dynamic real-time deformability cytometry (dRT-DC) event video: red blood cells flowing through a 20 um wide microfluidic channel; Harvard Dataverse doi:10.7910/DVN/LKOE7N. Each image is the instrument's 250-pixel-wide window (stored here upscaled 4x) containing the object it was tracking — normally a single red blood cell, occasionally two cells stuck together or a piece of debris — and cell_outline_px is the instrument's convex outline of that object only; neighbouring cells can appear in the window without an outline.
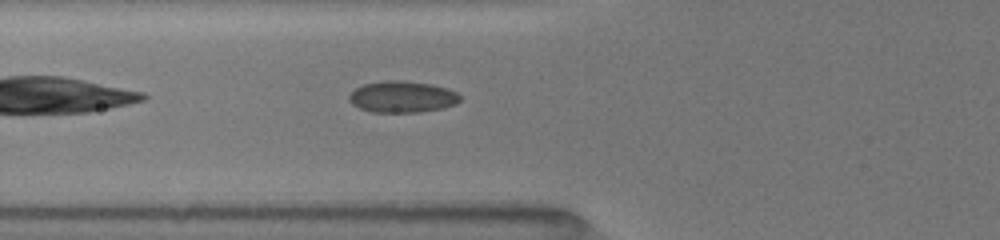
{"species": "common noctule bat (a hibernating species)", "species_latin": "Nyctalus noctula", "temperature_condition": "room temperature", "stored_images_in_passage": 35, "camera_frame_rate_fps": 3000, "um_per_image_px": 0.085, "animal": {"sex": "female", "body_mass_g": 19.5, "forearm_length_mm": 54.1}, "frame": {"image": 1, "passage_image": 3, "time_ms": 0.667, "image_size_px": [1000, 240], "cell_outline_px": [[460, 100], [456, 104], [444, 108], [416, 112], [372, 112], [360, 108], [352, 104], [348, 100], [348, 96], [356, 88], [364, 84], [384, 80], [400, 80], [432, 84], [448, 88], [456, 92], [460, 96]], "centroid_in_image_um": [34.19, 8.22], "position_along_channel_um": 91.6, "area_um2": 20.4}}
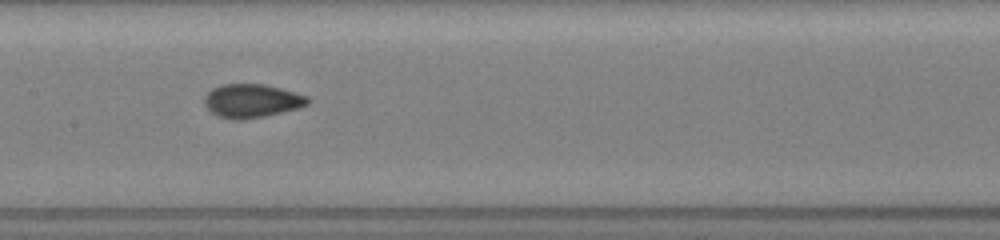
{"frame": {"image": 2, "passage_image": 10, "time_ms": 3.0, "image_size_px": [1000, 240], "cell_outline_px": [[308, 104], [296, 108], [264, 116], [240, 120], [236, 120], [216, 116], [204, 104], [204, 96], [212, 88], [220, 84], [264, 84], [280, 88], [308, 96]], "centroid_in_image_um": [21.35, 8.56], "position_along_channel_um": 186.1, "area_um2": 20.06}}
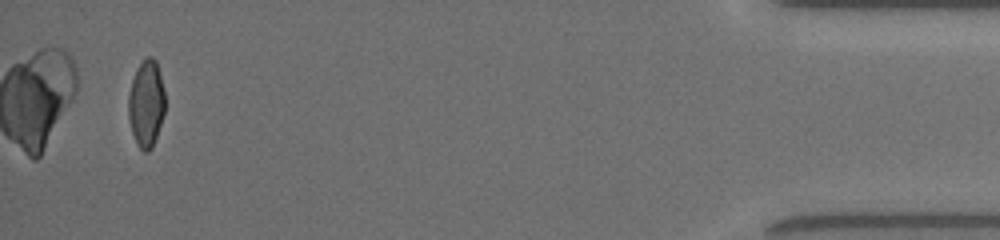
{"frame": {"image": 3, "passage_image": 33, "time_ms": 10.667, "image_size_px": [1000, 240], "cell_outline_px": [[164, 112], [152, 148], [148, 152], [144, 152], [136, 144], [132, 132], [128, 116], [128, 96], [132, 80], [140, 64], [148, 56], [152, 56], [156, 60], [160, 72], [164, 88]], "centroid_in_image_um": [12.43, 8.81], "position_along_channel_um": 422.8, "area_um2": 18.44}, "authors_computed_cell_mechanics": {"area_um2": 19.2474, "velocity_mm_per_s": 4.0124, "shape_relaxation_time_tau1_ms": 9.9499, "shape_relaxation_time_tau2_ms": 0.8185, "deformation_change_tau1": 0.1957, "deformation_change_tau2": 0.0475}}